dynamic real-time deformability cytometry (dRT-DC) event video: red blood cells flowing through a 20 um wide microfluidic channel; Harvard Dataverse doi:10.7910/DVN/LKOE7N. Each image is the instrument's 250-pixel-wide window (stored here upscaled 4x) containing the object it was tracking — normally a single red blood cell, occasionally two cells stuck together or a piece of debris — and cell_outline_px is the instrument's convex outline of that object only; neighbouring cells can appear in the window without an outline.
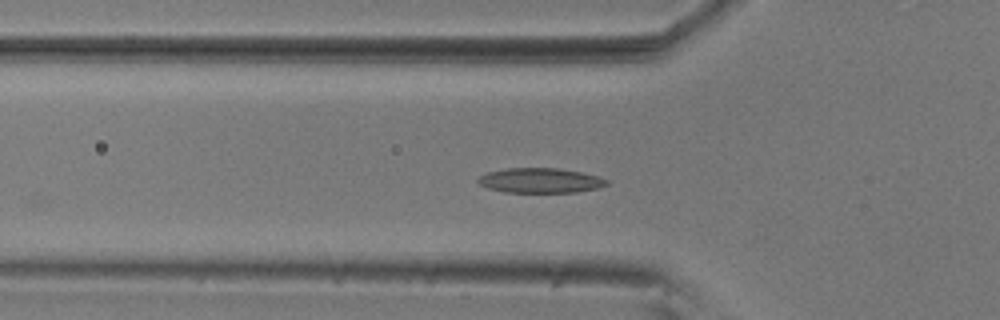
{"species": "common noctule bat (a hibernating species)", "species_latin": "Nyctalus noctula", "temperature_condition": "room temperature", "stored_images_in_passage": 20, "camera_frame_rate_fps": 3000, "um_per_image_px": 0.085, "animal": {"sex": "male", "body_mass_g": 20.5, "forearm_length_mm": 52.5}, "frame": {"image": 1, "passage_image": 3, "time_ms": 0.667, "image_size_px": [1000, 320], "cell_outline_px": [[608, 184], [600, 188], [576, 192], [504, 192], [488, 188], [480, 184], [476, 180], [480, 176], [488, 172], [508, 168], [560, 168], [600, 176], [608, 180]], "centroid_in_image_um": [45.96, 15.34], "position_along_channel_um": 79.8, "area_um2": 18.67}}
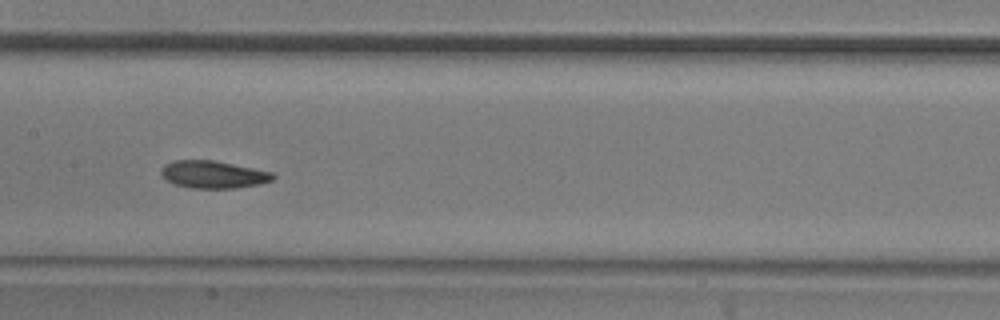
{"frame": {"image": 2, "passage_image": 12, "time_ms": 3.667, "image_size_px": [1000, 320], "cell_outline_px": [[276, 176], [272, 180], [260, 184], [236, 188], [192, 188], [176, 184], [168, 180], [160, 172], [160, 168], [164, 164], [172, 160], [212, 160], [272, 172]], "centroid_in_image_um": [18.12, 14.83], "position_along_channel_um": 189.3, "area_um2": 17.74}}
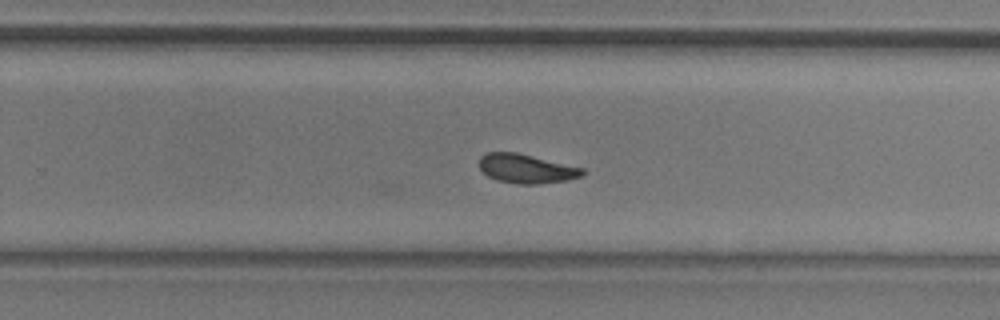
{"frame": {"image": 3, "passage_image": 20, "time_ms": 6.333, "image_size_px": [1000, 320], "cell_outline_px": [[584, 176], [568, 180], [540, 184], [516, 184], [496, 180], [488, 176], [480, 168], [480, 156], [488, 152], [516, 152], [584, 168]], "centroid_in_image_um": [44.76, 14.34], "position_along_channel_um": 285.0, "area_um2": 17.57}}